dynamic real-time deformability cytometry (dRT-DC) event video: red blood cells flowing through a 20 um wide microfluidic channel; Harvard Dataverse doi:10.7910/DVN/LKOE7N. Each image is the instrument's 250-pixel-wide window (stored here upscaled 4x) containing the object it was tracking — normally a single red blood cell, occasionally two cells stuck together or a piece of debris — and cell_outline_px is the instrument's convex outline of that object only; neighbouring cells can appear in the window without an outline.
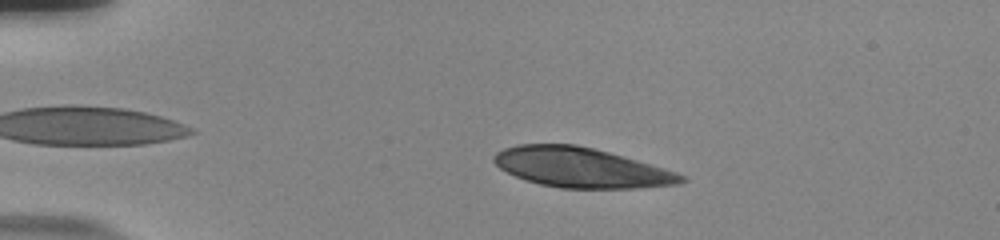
{"species": "human", "species_latin": "Homo sapiens", "temperature_condition": "room temperature", "stored_images_in_passage": 47, "camera_frame_rate_fps": 3000, "um_per_image_px": 0.085, "donor": {"sex": "male"}, "frame": {"image": 1, "passage_image": 11, "time_ms": 3.333, "image_size_px": [1000, 240], "cell_outline_px": [[688, 180], [676, 184], [632, 188], [560, 188], [540, 184], [516, 176], [500, 168], [492, 160], [492, 156], [496, 152], [504, 148], [516, 144], [576, 144], [608, 152], [636, 160], [676, 172], [684, 176]], "centroid_in_image_um": [49.35, 14.24], "position_along_channel_um": 35.7, "area_um2": 43.0}}
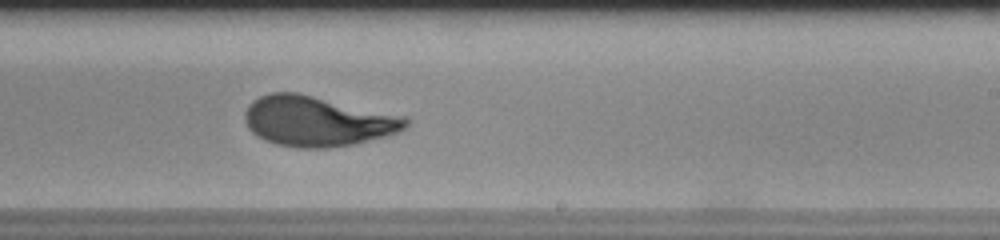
{"frame": {"image": 2, "passage_image": 34, "time_ms": 11.0, "image_size_px": [1000, 240], "cell_outline_px": [[408, 124], [400, 132], [388, 136], [356, 144], [328, 148], [296, 148], [276, 144], [264, 140], [256, 136], [248, 128], [244, 116], [248, 108], [260, 96], [272, 92], [296, 92], [408, 116]], "centroid_in_image_um": [27.04, 10.32], "position_along_channel_um": 262.0, "area_um2": 47.34}}
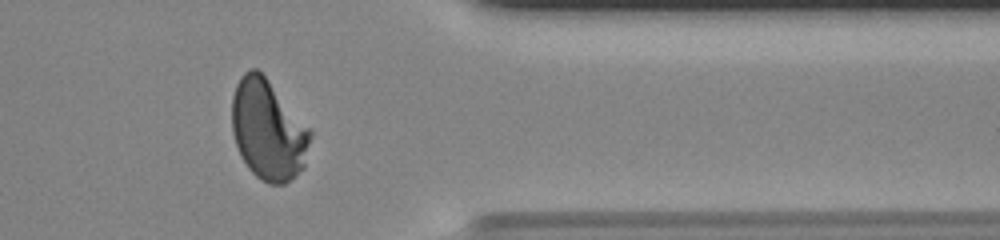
{"frame": {"image": 3, "passage_image": 45, "time_ms": 14.667, "image_size_px": [1000, 240], "cell_outline_px": [[312, 136], [304, 168], [284, 184], [268, 184], [260, 180], [248, 168], [240, 156], [232, 132], [232, 96], [236, 84], [240, 76], [248, 68], [256, 68], [264, 76], [312, 132]], "centroid_in_image_um": [22.76, 11.07], "position_along_channel_um": 388.6, "area_um2": 45.55}, "authors_computed_cell_mechanics": {"area_um2": 45.4308, "velocity_mm_per_s": 3.723, "shape_relaxation_time_tau1_ms": 5.4286, "shape_relaxation_time_tau2_ms": null, "deformation_change_tau1": 0.2387, "deformation_change_tau2": null}}